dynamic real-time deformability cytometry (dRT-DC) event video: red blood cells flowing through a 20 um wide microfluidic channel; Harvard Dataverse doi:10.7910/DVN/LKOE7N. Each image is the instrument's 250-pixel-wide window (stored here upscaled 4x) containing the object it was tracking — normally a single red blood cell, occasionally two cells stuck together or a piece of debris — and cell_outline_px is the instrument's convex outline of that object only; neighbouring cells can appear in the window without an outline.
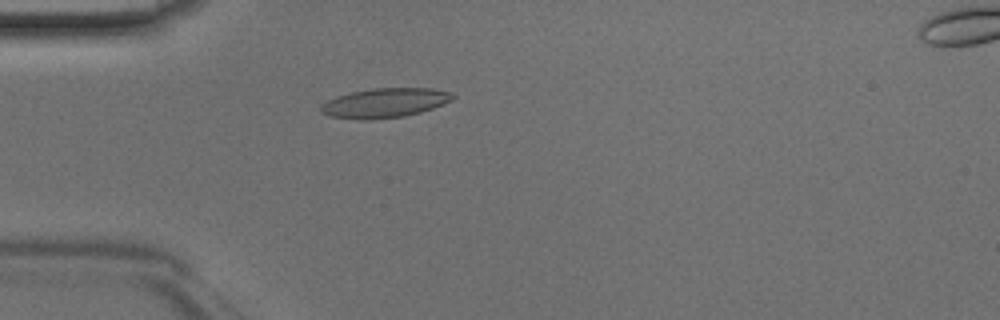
{"species": "Egyptian fruit bat (a non-hibernating species)", "species_latin": "Rousettus aegyptiacus", "temperature_condition": "room temperature", "stored_images_in_passage": 46, "camera_frame_rate_fps": 3000, "um_per_image_px": 0.085, "animal": {"sex": "male"}, "frame": {"image": 1, "passage_image": 13, "time_ms": 4.0, "image_size_px": [1000, 320], "cell_outline_px": [[456, 96], [452, 100], [444, 104], [420, 112], [404, 116], [372, 120], [360, 120], [332, 116], [320, 112], [320, 104], [336, 96], [352, 92], [372, 88], [432, 88], [452, 92]], "centroid_in_image_um": [32.71, 8.74], "position_along_channel_um": 52.3, "area_um2": 22.77}}
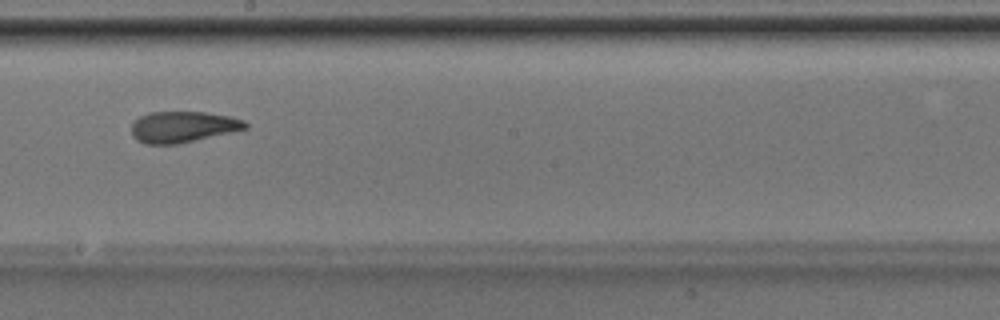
{"frame": {"image": 2, "passage_image": 26, "time_ms": 8.333, "image_size_px": [1000, 320], "cell_outline_px": [[248, 128], [232, 132], [180, 144], [144, 144], [136, 140], [132, 136], [132, 124], [140, 116], [148, 112], [204, 112], [228, 116], [244, 120], [248, 124]], "centroid_in_image_um": [15.54, 10.79], "position_along_channel_um": 232.7, "area_um2": 20.75}}
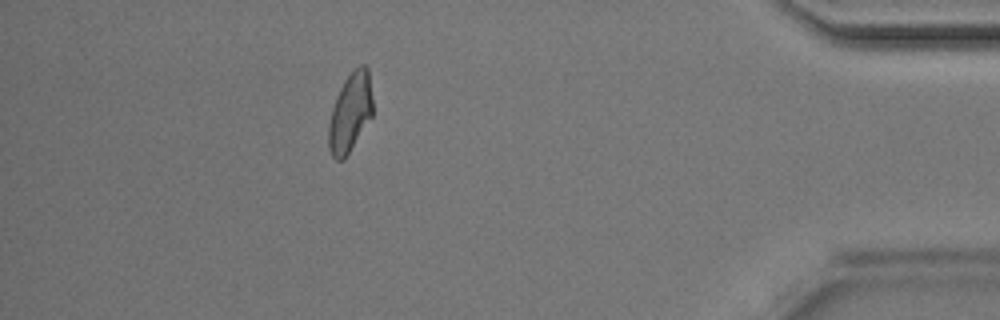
{"frame": {"image": 3, "passage_image": 41, "time_ms": 13.333, "image_size_px": [1000, 320], "cell_outline_px": [[372, 116], [344, 160], [336, 160], [332, 156], [328, 148], [328, 124], [332, 108], [336, 96], [344, 80], [360, 64], [364, 64], [368, 68], [372, 100]], "centroid_in_image_um": [29.75, 9.59], "position_along_channel_um": 405.5, "area_um2": 20.23}}